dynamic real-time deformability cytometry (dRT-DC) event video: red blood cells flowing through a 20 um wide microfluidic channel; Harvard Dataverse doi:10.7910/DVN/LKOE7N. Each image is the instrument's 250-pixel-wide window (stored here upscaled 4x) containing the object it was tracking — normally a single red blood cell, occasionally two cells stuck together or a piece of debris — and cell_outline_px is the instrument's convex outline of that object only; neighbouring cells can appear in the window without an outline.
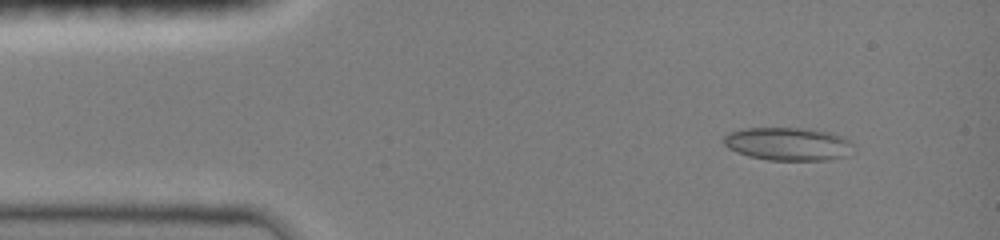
{"species": "common noctule bat (a hibernating species)", "species_latin": "Nyctalus noctula", "temperature_condition": "room temperature", "stored_images_in_passage": 47, "camera_frame_rate_fps": 3000, "um_per_image_px": 0.085, "animal": {"sex": "female", "body_mass_g": 19.0, "forearm_length_mm": 51.5}, "frame": {"image": 1, "passage_image": 5, "time_ms": 1.333, "image_size_px": [1000, 240], "cell_outline_px": [[852, 144], [844, 156], [832, 160], [768, 160], [748, 156], [736, 152], [728, 148], [724, 144], [724, 136], [728, 132], [740, 128], [800, 128], [832, 132], [848, 140]], "centroid_in_image_um": [66.91, 12.23], "position_along_channel_um": 18.1, "area_um2": 24.91}}
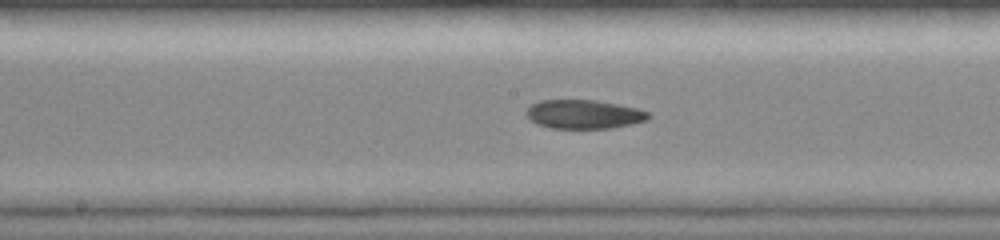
{"frame": {"image": 2, "passage_image": 24, "time_ms": 7.667, "image_size_px": [1000, 240], "cell_outline_px": [[652, 116], [648, 120], [632, 124], [612, 128], [548, 128], [536, 124], [524, 112], [532, 104], [540, 100], [596, 100], [636, 108], [648, 112]], "centroid_in_image_um": [49.63, 9.72], "position_along_channel_um": 198.6, "area_um2": 20.58}}
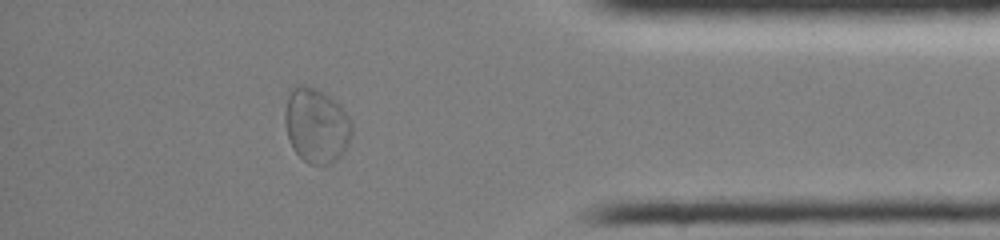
{"frame": {"image": 3, "passage_image": 41, "time_ms": 13.333, "image_size_px": [1000, 240], "cell_outline_px": [[352, 136], [344, 152], [332, 164], [308, 164], [292, 148], [288, 136], [284, 120], [284, 112], [288, 92], [292, 88], [300, 84], [304, 84], [316, 88], [340, 104], [348, 116], [352, 124]], "centroid_in_image_um": [26.89, 10.65], "position_along_channel_um": 408.3, "area_um2": 29.42}, "authors_computed_cell_mechanics": {"area_um2": 22.253, "velocity_mm_per_s": 4.0166, "shape_relaxation_time_tau1_ms": null, "shape_relaxation_time_tau2_ms": 4.3151, "deformation_change_tau1": null, "deformation_change_tau2": 0.077}}